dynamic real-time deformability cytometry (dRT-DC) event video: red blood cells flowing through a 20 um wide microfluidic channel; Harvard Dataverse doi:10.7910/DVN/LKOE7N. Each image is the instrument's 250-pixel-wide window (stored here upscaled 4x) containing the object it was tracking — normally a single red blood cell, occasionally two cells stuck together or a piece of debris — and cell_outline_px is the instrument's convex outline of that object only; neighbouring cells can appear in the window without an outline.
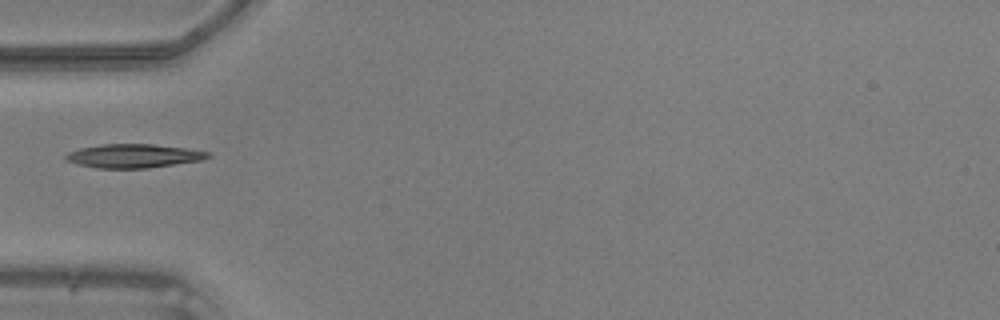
{"species": "common noctule bat (a hibernating species)", "species_latin": "Nyctalus noctula", "temperature_condition": "warm", "stored_images_in_passage": 13, "camera_frame_rate_fps": 3000, "um_per_image_px": 0.085, "animal": {"sex": "male", "body_mass_g": 20.5, "forearm_length_mm": 52.5}, "frame": {"image": 1, "passage_image": 1, "time_ms": 0.0, "image_size_px": [1000, 320], "cell_outline_px": [[212, 156], [204, 160], [148, 168], [96, 168], [64, 160], [64, 156], [68, 152], [80, 148], [100, 144], [152, 144], [184, 148], [208, 152]], "centroid_in_image_um": [11.35, 13.25], "position_along_channel_um": 73.7, "area_um2": 19.65}}
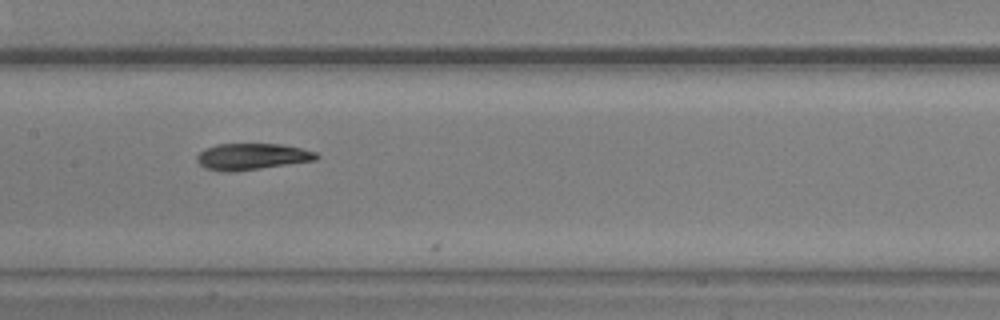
{"frame": {"image": 2, "passage_image": 9, "time_ms": 2.667, "image_size_px": [1000, 320], "cell_outline_px": [[320, 156], [316, 160], [232, 172], [224, 172], [204, 168], [196, 160], [196, 156], [204, 148], [216, 144], [280, 144], [300, 148], [316, 152]], "centroid_in_image_um": [21.38, 13.31], "position_along_channel_um": 186.0, "area_um2": 18.38}}
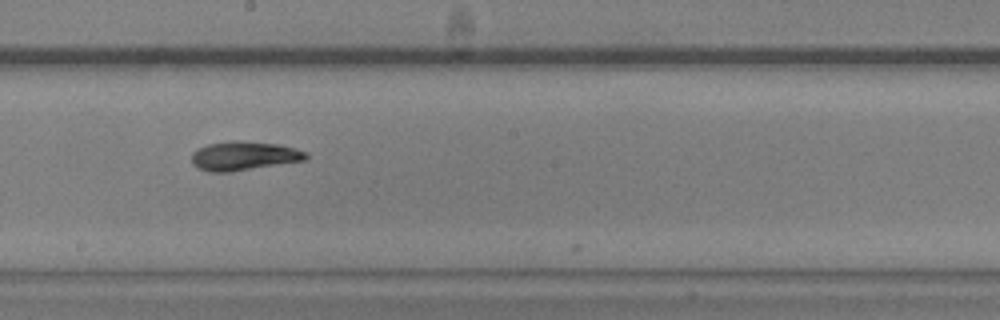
{"frame": {"image": 3, "passage_image": 12, "time_ms": 3.667, "image_size_px": [1000, 320], "cell_outline_px": [[308, 156], [304, 160], [232, 172], [208, 172], [196, 168], [192, 164], [192, 152], [208, 144], [232, 140], [240, 140], [280, 144], [296, 148], [308, 152]], "centroid_in_image_um": [20.72, 13.25], "position_along_channel_um": 227.5, "area_um2": 19.54}}